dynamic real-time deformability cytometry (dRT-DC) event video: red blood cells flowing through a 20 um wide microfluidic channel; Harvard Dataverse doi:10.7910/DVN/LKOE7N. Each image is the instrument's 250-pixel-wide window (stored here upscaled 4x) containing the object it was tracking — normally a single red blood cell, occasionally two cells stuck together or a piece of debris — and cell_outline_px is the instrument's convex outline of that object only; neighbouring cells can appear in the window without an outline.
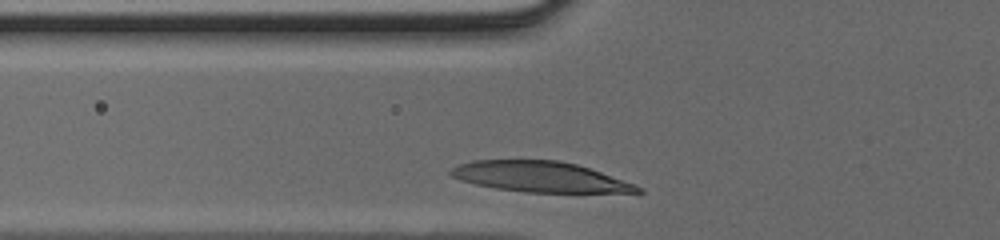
{"species": "human", "species_latin": "Homo sapiens", "temperature_condition": "cold", "stored_images_in_passage": 23, "camera_frame_rate_fps": 3000, "um_per_image_px": 0.085, "donor": {"sex": "male"}, "frame": {"image": 1, "passage_image": 2, "time_ms": 0.333, "image_size_px": [1000, 240], "cell_outline_px": [[644, 192], [524, 192], [496, 188], [476, 184], [460, 180], [452, 176], [448, 172], [456, 164], [472, 160], [560, 160], [576, 164], [636, 184], [644, 188]], "centroid_in_image_um": [45.88, 15.02], "position_along_channel_um": 79.9, "area_um2": 33.06}}
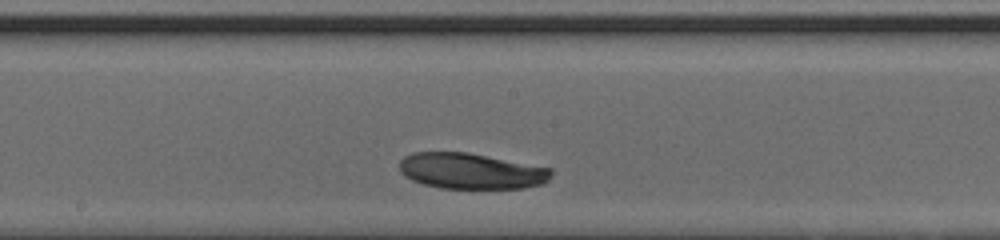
{"frame": {"image": 2, "passage_image": 11, "time_ms": 3.333, "image_size_px": [1000, 240], "cell_outline_px": [[552, 172], [548, 180], [544, 184], [524, 188], [440, 188], [424, 184], [412, 180], [404, 176], [400, 172], [400, 160], [404, 156], [412, 152], [468, 152], [552, 168]], "centroid_in_image_um": [40.04, 14.53], "position_along_channel_um": 208.2, "area_um2": 31.85}}
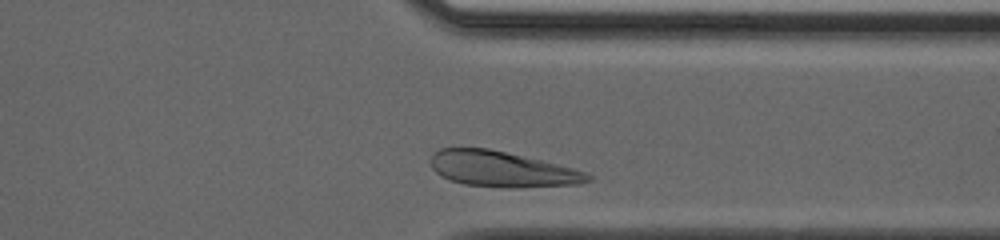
{"frame": {"image": 3, "passage_image": 22, "time_ms": 7.0, "image_size_px": [1000, 240], "cell_outline_px": [[592, 180], [580, 184], [520, 188], [500, 188], [464, 184], [440, 176], [432, 168], [432, 156], [440, 148], [488, 148], [540, 160], [572, 168], [584, 172], [592, 176]], "centroid_in_image_um": [42.68, 14.4], "position_along_channel_um": 368.7, "area_um2": 32.43}}